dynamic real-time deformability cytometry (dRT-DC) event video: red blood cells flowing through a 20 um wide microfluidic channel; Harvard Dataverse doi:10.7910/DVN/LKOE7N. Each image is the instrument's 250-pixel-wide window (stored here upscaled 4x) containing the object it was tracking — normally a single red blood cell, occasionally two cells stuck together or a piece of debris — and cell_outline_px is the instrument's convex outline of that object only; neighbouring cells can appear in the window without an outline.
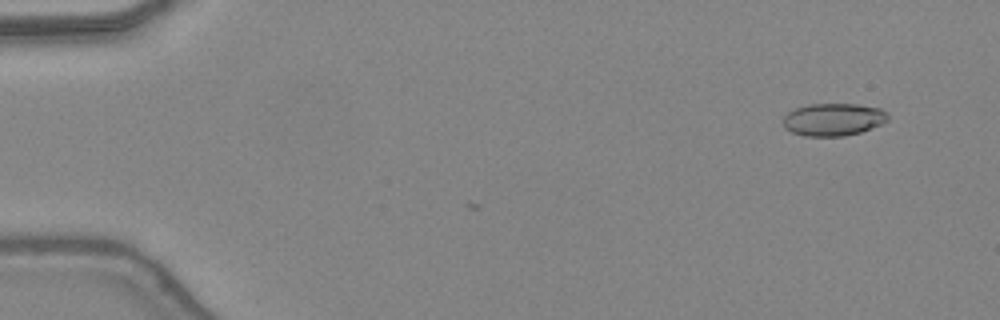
{"species": "common noctule bat (a hibernating species)", "species_latin": "Nyctalus noctula", "temperature_condition": "warm", "stored_images_in_passage": 7, "camera_frame_rate_fps": 3000, "um_per_image_px": 0.085, "animal": {"sex": "female", "body_mass_g": 24.6, "forearm_length_mm": 56.2}, "frame": {"image": 1, "passage_image": 4, "time_ms": 1.0, "image_size_px": [1000, 320], "cell_outline_px": [[888, 120], [872, 128], [860, 132], [844, 136], [804, 136], [792, 132], [784, 128], [784, 116], [788, 112], [796, 108], [808, 104], [856, 104], [880, 108], [888, 116]], "centroid_in_image_um": [70.81, 10.16], "position_along_channel_um": 14.2, "area_um2": 19.77}}